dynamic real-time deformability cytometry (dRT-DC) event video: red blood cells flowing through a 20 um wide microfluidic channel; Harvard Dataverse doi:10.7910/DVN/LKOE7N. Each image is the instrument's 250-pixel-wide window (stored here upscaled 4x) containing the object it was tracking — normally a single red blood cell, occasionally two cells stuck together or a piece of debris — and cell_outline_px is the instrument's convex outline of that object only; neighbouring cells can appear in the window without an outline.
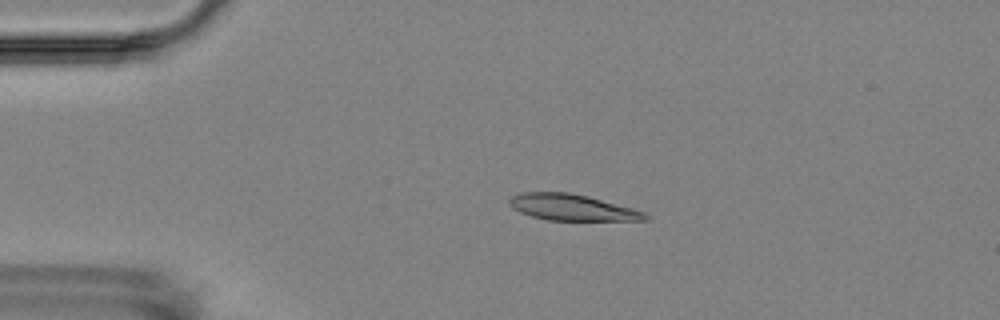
{"species": "Egyptian fruit bat (a non-hibernating species)", "species_latin": "Rousettus aegyptiacus", "temperature_condition": "room temperature", "stored_images_in_passage": 3, "camera_frame_rate_fps": 3000, "um_per_image_px": 0.085, "animal": {"sex": "female"}, "frame": {"image": 1, "passage_image": 2, "time_ms": 2.0, "image_size_px": [1000, 320], "cell_outline_px": [[648, 220], [548, 220], [532, 216], [520, 212], [512, 208], [508, 200], [512, 196], [520, 192], [568, 192], [588, 196], [632, 208], [644, 212], [648, 216]], "centroid_in_image_um": [48.59, 17.62], "position_along_channel_um": 36.4, "area_um2": 20.58}}